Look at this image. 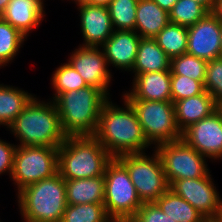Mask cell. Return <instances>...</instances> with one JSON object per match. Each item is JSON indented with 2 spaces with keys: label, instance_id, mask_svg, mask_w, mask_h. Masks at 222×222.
<instances>
[{
  "label": "cell",
  "instance_id": "cell-1",
  "mask_svg": "<svg viewBox=\"0 0 222 222\" xmlns=\"http://www.w3.org/2000/svg\"><path fill=\"white\" fill-rule=\"evenodd\" d=\"M123 99L125 108L114 105L109 99L104 103L93 135L112 158L143 153L150 146L135 110L125 98Z\"/></svg>",
  "mask_w": 222,
  "mask_h": 222
},
{
  "label": "cell",
  "instance_id": "cell-2",
  "mask_svg": "<svg viewBox=\"0 0 222 222\" xmlns=\"http://www.w3.org/2000/svg\"><path fill=\"white\" fill-rule=\"evenodd\" d=\"M8 128L20 141L17 146L58 148L67 138L53 100L45 103L36 96L30 100Z\"/></svg>",
  "mask_w": 222,
  "mask_h": 222
},
{
  "label": "cell",
  "instance_id": "cell-3",
  "mask_svg": "<svg viewBox=\"0 0 222 222\" xmlns=\"http://www.w3.org/2000/svg\"><path fill=\"white\" fill-rule=\"evenodd\" d=\"M109 99L101 89L87 86L79 90L60 93L54 100L67 136H93L101 109Z\"/></svg>",
  "mask_w": 222,
  "mask_h": 222
},
{
  "label": "cell",
  "instance_id": "cell-4",
  "mask_svg": "<svg viewBox=\"0 0 222 222\" xmlns=\"http://www.w3.org/2000/svg\"><path fill=\"white\" fill-rule=\"evenodd\" d=\"M111 159L94 136H67L58 147V173L65 180L103 176Z\"/></svg>",
  "mask_w": 222,
  "mask_h": 222
},
{
  "label": "cell",
  "instance_id": "cell-5",
  "mask_svg": "<svg viewBox=\"0 0 222 222\" xmlns=\"http://www.w3.org/2000/svg\"><path fill=\"white\" fill-rule=\"evenodd\" d=\"M17 195L25 222H61L67 196L65 179L59 173L24 187Z\"/></svg>",
  "mask_w": 222,
  "mask_h": 222
},
{
  "label": "cell",
  "instance_id": "cell-6",
  "mask_svg": "<svg viewBox=\"0 0 222 222\" xmlns=\"http://www.w3.org/2000/svg\"><path fill=\"white\" fill-rule=\"evenodd\" d=\"M104 207L114 222H128L142 206L126 167L112 158L106 165Z\"/></svg>",
  "mask_w": 222,
  "mask_h": 222
},
{
  "label": "cell",
  "instance_id": "cell-7",
  "mask_svg": "<svg viewBox=\"0 0 222 222\" xmlns=\"http://www.w3.org/2000/svg\"><path fill=\"white\" fill-rule=\"evenodd\" d=\"M154 151L151 157L145 152L117 157L126 167L142 203L155 202L169 189L161 157Z\"/></svg>",
  "mask_w": 222,
  "mask_h": 222
},
{
  "label": "cell",
  "instance_id": "cell-8",
  "mask_svg": "<svg viewBox=\"0 0 222 222\" xmlns=\"http://www.w3.org/2000/svg\"><path fill=\"white\" fill-rule=\"evenodd\" d=\"M136 112L147 142L155 147L182 138L172 101L127 100Z\"/></svg>",
  "mask_w": 222,
  "mask_h": 222
},
{
  "label": "cell",
  "instance_id": "cell-9",
  "mask_svg": "<svg viewBox=\"0 0 222 222\" xmlns=\"http://www.w3.org/2000/svg\"><path fill=\"white\" fill-rule=\"evenodd\" d=\"M58 173V148L17 146L11 179L18 192L24 187Z\"/></svg>",
  "mask_w": 222,
  "mask_h": 222
},
{
  "label": "cell",
  "instance_id": "cell-10",
  "mask_svg": "<svg viewBox=\"0 0 222 222\" xmlns=\"http://www.w3.org/2000/svg\"><path fill=\"white\" fill-rule=\"evenodd\" d=\"M155 149L169 185L175 180L203 178L209 173L206 157L182 139L159 144Z\"/></svg>",
  "mask_w": 222,
  "mask_h": 222
},
{
  "label": "cell",
  "instance_id": "cell-11",
  "mask_svg": "<svg viewBox=\"0 0 222 222\" xmlns=\"http://www.w3.org/2000/svg\"><path fill=\"white\" fill-rule=\"evenodd\" d=\"M210 172L203 178L175 180L169 188L190 203L208 222L218 220L222 199Z\"/></svg>",
  "mask_w": 222,
  "mask_h": 222
},
{
  "label": "cell",
  "instance_id": "cell-12",
  "mask_svg": "<svg viewBox=\"0 0 222 222\" xmlns=\"http://www.w3.org/2000/svg\"><path fill=\"white\" fill-rule=\"evenodd\" d=\"M181 139L206 158L222 159V111L218 108L191 124L182 131Z\"/></svg>",
  "mask_w": 222,
  "mask_h": 222
},
{
  "label": "cell",
  "instance_id": "cell-13",
  "mask_svg": "<svg viewBox=\"0 0 222 222\" xmlns=\"http://www.w3.org/2000/svg\"><path fill=\"white\" fill-rule=\"evenodd\" d=\"M186 53L210 61L221 52V21L209 12L204 18L187 28Z\"/></svg>",
  "mask_w": 222,
  "mask_h": 222
},
{
  "label": "cell",
  "instance_id": "cell-14",
  "mask_svg": "<svg viewBox=\"0 0 222 222\" xmlns=\"http://www.w3.org/2000/svg\"><path fill=\"white\" fill-rule=\"evenodd\" d=\"M68 63L89 86L101 89L107 96L112 78L104 52L99 47L80 45L70 55Z\"/></svg>",
  "mask_w": 222,
  "mask_h": 222
},
{
  "label": "cell",
  "instance_id": "cell-15",
  "mask_svg": "<svg viewBox=\"0 0 222 222\" xmlns=\"http://www.w3.org/2000/svg\"><path fill=\"white\" fill-rule=\"evenodd\" d=\"M80 11L83 46L100 47L110 38L114 29L108 7L75 2Z\"/></svg>",
  "mask_w": 222,
  "mask_h": 222
},
{
  "label": "cell",
  "instance_id": "cell-16",
  "mask_svg": "<svg viewBox=\"0 0 222 222\" xmlns=\"http://www.w3.org/2000/svg\"><path fill=\"white\" fill-rule=\"evenodd\" d=\"M141 37L132 30H114L101 46L107 64L117 69L132 71Z\"/></svg>",
  "mask_w": 222,
  "mask_h": 222
},
{
  "label": "cell",
  "instance_id": "cell-17",
  "mask_svg": "<svg viewBox=\"0 0 222 222\" xmlns=\"http://www.w3.org/2000/svg\"><path fill=\"white\" fill-rule=\"evenodd\" d=\"M129 91L123 94L126 100L172 101L171 70L139 74Z\"/></svg>",
  "mask_w": 222,
  "mask_h": 222
},
{
  "label": "cell",
  "instance_id": "cell-18",
  "mask_svg": "<svg viewBox=\"0 0 222 222\" xmlns=\"http://www.w3.org/2000/svg\"><path fill=\"white\" fill-rule=\"evenodd\" d=\"M43 8L42 0H10L1 17L27 37L43 21Z\"/></svg>",
  "mask_w": 222,
  "mask_h": 222
},
{
  "label": "cell",
  "instance_id": "cell-19",
  "mask_svg": "<svg viewBox=\"0 0 222 222\" xmlns=\"http://www.w3.org/2000/svg\"><path fill=\"white\" fill-rule=\"evenodd\" d=\"M178 128L185 130L191 124L210 116L219 108L212 95L206 90L196 96L188 97L174 103Z\"/></svg>",
  "mask_w": 222,
  "mask_h": 222
},
{
  "label": "cell",
  "instance_id": "cell-20",
  "mask_svg": "<svg viewBox=\"0 0 222 222\" xmlns=\"http://www.w3.org/2000/svg\"><path fill=\"white\" fill-rule=\"evenodd\" d=\"M169 22V13L153 0H138L135 32L141 38H154Z\"/></svg>",
  "mask_w": 222,
  "mask_h": 222
},
{
  "label": "cell",
  "instance_id": "cell-21",
  "mask_svg": "<svg viewBox=\"0 0 222 222\" xmlns=\"http://www.w3.org/2000/svg\"><path fill=\"white\" fill-rule=\"evenodd\" d=\"M171 59L154 38H141L132 72L135 76L149 72L167 71Z\"/></svg>",
  "mask_w": 222,
  "mask_h": 222
},
{
  "label": "cell",
  "instance_id": "cell-22",
  "mask_svg": "<svg viewBox=\"0 0 222 222\" xmlns=\"http://www.w3.org/2000/svg\"><path fill=\"white\" fill-rule=\"evenodd\" d=\"M65 185L68 205L104 203V175L65 180Z\"/></svg>",
  "mask_w": 222,
  "mask_h": 222
},
{
  "label": "cell",
  "instance_id": "cell-23",
  "mask_svg": "<svg viewBox=\"0 0 222 222\" xmlns=\"http://www.w3.org/2000/svg\"><path fill=\"white\" fill-rule=\"evenodd\" d=\"M154 203L176 222H208L190 203L170 188Z\"/></svg>",
  "mask_w": 222,
  "mask_h": 222
},
{
  "label": "cell",
  "instance_id": "cell-24",
  "mask_svg": "<svg viewBox=\"0 0 222 222\" xmlns=\"http://www.w3.org/2000/svg\"><path fill=\"white\" fill-rule=\"evenodd\" d=\"M33 97L18 87L0 84V125L8 128Z\"/></svg>",
  "mask_w": 222,
  "mask_h": 222
},
{
  "label": "cell",
  "instance_id": "cell-25",
  "mask_svg": "<svg viewBox=\"0 0 222 222\" xmlns=\"http://www.w3.org/2000/svg\"><path fill=\"white\" fill-rule=\"evenodd\" d=\"M157 44L170 59L183 55L187 51V27L169 22L155 37Z\"/></svg>",
  "mask_w": 222,
  "mask_h": 222
},
{
  "label": "cell",
  "instance_id": "cell-26",
  "mask_svg": "<svg viewBox=\"0 0 222 222\" xmlns=\"http://www.w3.org/2000/svg\"><path fill=\"white\" fill-rule=\"evenodd\" d=\"M61 222H114L107 214L104 203L68 205Z\"/></svg>",
  "mask_w": 222,
  "mask_h": 222
},
{
  "label": "cell",
  "instance_id": "cell-27",
  "mask_svg": "<svg viewBox=\"0 0 222 222\" xmlns=\"http://www.w3.org/2000/svg\"><path fill=\"white\" fill-rule=\"evenodd\" d=\"M26 38L0 16V67L14 59Z\"/></svg>",
  "mask_w": 222,
  "mask_h": 222
},
{
  "label": "cell",
  "instance_id": "cell-28",
  "mask_svg": "<svg viewBox=\"0 0 222 222\" xmlns=\"http://www.w3.org/2000/svg\"><path fill=\"white\" fill-rule=\"evenodd\" d=\"M208 13L204 6L194 0H178L169 12V21L188 28Z\"/></svg>",
  "mask_w": 222,
  "mask_h": 222
},
{
  "label": "cell",
  "instance_id": "cell-29",
  "mask_svg": "<svg viewBox=\"0 0 222 222\" xmlns=\"http://www.w3.org/2000/svg\"><path fill=\"white\" fill-rule=\"evenodd\" d=\"M138 0H112L107 6L114 30L135 31Z\"/></svg>",
  "mask_w": 222,
  "mask_h": 222
},
{
  "label": "cell",
  "instance_id": "cell-30",
  "mask_svg": "<svg viewBox=\"0 0 222 222\" xmlns=\"http://www.w3.org/2000/svg\"><path fill=\"white\" fill-rule=\"evenodd\" d=\"M207 63L208 61L204 59L184 53L171 59V75H182L197 81H205Z\"/></svg>",
  "mask_w": 222,
  "mask_h": 222
},
{
  "label": "cell",
  "instance_id": "cell-31",
  "mask_svg": "<svg viewBox=\"0 0 222 222\" xmlns=\"http://www.w3.org/2000/svg\"><path fill=\"white\" fill-rule=\"evenodd\" d=\"M52 76L51 81L55 89L53 100L60 93L79 90L88 86L81 75L69 63L59 66Z\"/></svg>",
  "mask_w": 222,
  "mask_h": 222
},
{
  "label": "cell",
  "instance_id": "cell-32",
  "mask_svg": "<svg viewBox=\"0 0 222 222\" xmlns=\"http://www.w3.org/2000/svg\"><path fill=\"white\" fill-rule=\"evenodd\" d=\"M204 91V81H197L182 75H171V97L173 103L184 98L199 95Z\"/></svg>",
  "mask_w": 222,
  "mask_h": 222
},
{
  "label": "cell",
  "instance_id": "cell-33",
  "mask_svg": "<svg viewBox=\"0 0 222 222\" xmlns=\"http://www.w3.org/2000/svg\"><path fill=\"white\" fill-rule=\"evenodd\" d=\"M204 87L220 105L222 103V58L208 61Z\"/></svg>",
  "mask_w": 222,
  "mask_h": 222
},
{
  "label": "cell",
  "instance_id": "cell-34",
  "mask_svg": "<svg viewBox=\"0 0 222 222\" xmlns=\"http://www.w3.org/2000/svg\"><path fill=\"white\" fill-rule=\"evenodd\" d=\"M128 222H176L166 215L154 202L143 203Z\"/></svg>",
  "mask_w": 222,
  "mask_h": 222
},
{
  "label": "cell",
  "instance_id": "cell-35",
  "mask_svg": "<svg viewBox=\"0 0 222 222\" xmlns=\"http://www.w3.org/2000/svg\"><path fill=\"white\" fill-rule=\"evenodd\" d=\"M17 145L7 143L0 139V174L6 171L10 178L13 172L14 156Z\"/></svg>",
  "mask_w": 222,
  "mask_h": 222
},
{
  "label": "cell",
  "instance_id": "cell-36",
  "mask_svg": "<svg viewBox=\"0 0 222 222\" xmlns=\"http://www.w3.org/2000/svg\"><path fill=\"white\" fill-rule=\"evenodd\" d=\"M156 4H158L163 10L168 13L171 11L172 7L178 0H153Z\"/></svg>",
  "mask_w": 222,
  "mask_h": 222
},
{
  "label": "cell",
  "instance_id": "cell-37",
  "mask_svg": "<svg viewBox=\"0 0 222 222\" xmlns=\"http://www.w3.org/2000/svg\"><path fill=\"white\" fill-rule=\"evenodd\" d=\"M212 13L222 22V0H215Z\"/></svg>",
  "mask_w": 222,
  "mask_h": 222
},
{
  "label": "cell",
  "instance_id": "cell-38",
  "mask_svg": "<svg viewBox=\"0 0 222 222\" xmlns=\"http://www.w3.org/2000/svg\"><path fill=\"white\" fill-rule=\"evenodd\" d=\"M87 4L98 5V6H108L112 0H81Z\"/></svg>",
  "mask_w": 222,
  "mask_h": 222
},
{
  "label": "cell",
  "instance_id": "cell-39",
  "mask_svg": "<svg viewBox=\"0 0 222 222\" xmlns=\"http://www.w3.org/2000/svg\"><path fill=\"white\" fill-rule=\"evenodd\" d=\"M204 6L209 12H212L215 0H194Z\"/></svg>",
  "mask_w": 222,
  "mask_h": 222
},
{
  "label": "cell",
  "instance_id": "cell-40",
  "mask_svg": "<svg viewBox=\"0 0 222 222\" xmlns=\"http://www.w3.org/2000/svg\"><path fill=\"white\" fill-rule=\"evenodd\" d=\"M10 0H0V16L5 12Z\"/></svg>",
  "mask_w": 222,
  "mask_h": 222
},
{
  "label": "cell",
  "instance_id": "cell-41",
  "mask_svg": "<svg viewBox=\"0 0 222 222\" xmlns=\"http://www.w3.org/2000/svg\"><path fill=\"white\" fill-rule=\"evenodd\" d=\"M219 57L222 58V22H221V52Z\"/></svg>",
  "mask_w": 222,
  "mask_h": 222
},
{
  "label": "cell",
  "instance_id": "cell-42",
  "mask_svg": "<svg viewBox=\"0 0 222 222\" xmlns=\"http://www.w3.org/2000/svg\"><path fill=\"white\" fill-rule=\"evenodd\" d=\"M218 221L222 222V209H221V214H220V217H219Z\"/></svg>",
  "mask_w": 222,
  "mask_h": 222
},
{
  "label": "cell",
  "instance_id": "cell-43",
  "mask_svg": "<svg viewBox=\"0 0 222 222\" xmlns=\"http://www.w3.org/2000/svg\"><path fill=\"white\" fill-rule=\"evenodd\" d=\"M219 109L222 111V103L219 105Z\"/></svg>",
  "mask_w": 222,
  "mask_h": 222
}]
</instances>
